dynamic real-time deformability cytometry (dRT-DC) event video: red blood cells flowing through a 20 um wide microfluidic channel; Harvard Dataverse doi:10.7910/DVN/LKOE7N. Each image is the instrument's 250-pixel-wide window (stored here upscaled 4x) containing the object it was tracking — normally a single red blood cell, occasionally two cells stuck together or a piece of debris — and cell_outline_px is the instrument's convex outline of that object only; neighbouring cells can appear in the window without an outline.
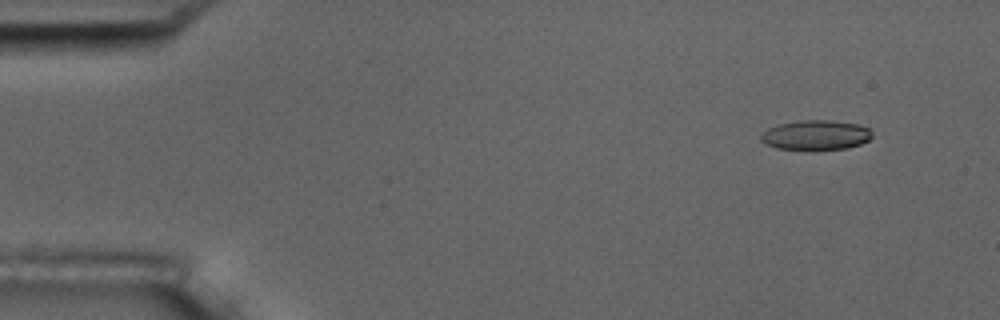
{"species": "common noctule bat (a hibernating species)", "species_latin": "Nyctalus noctula", "temperature_condition": "room temperature", "stored_images_in_passage": 6, "camera_frame_rate_fps": 3000, "um_per_image_px": 0.085, "animal": {"sex": "male", "body_mass_g": 17.5, "forearm_length_mm": 52.3}, "frame": {"image": 1, "passage_image": 1, "time_ms": 0.0, "image_size_px": [1000, 320], "cell_outline_px": [[872, 136], [868, 140], [860, 144], [848, 148], [812, 152], [808, 152], [776, 148], [760, 140], [760, 136], [768, 128], [776, 124], [800, 120], [832, 120], [856, 124], [872, 128]], "centroid_in_image_um": [69.35, 11.51], "position_along_channel_um": 15.7, "area_um2": 20.06}}
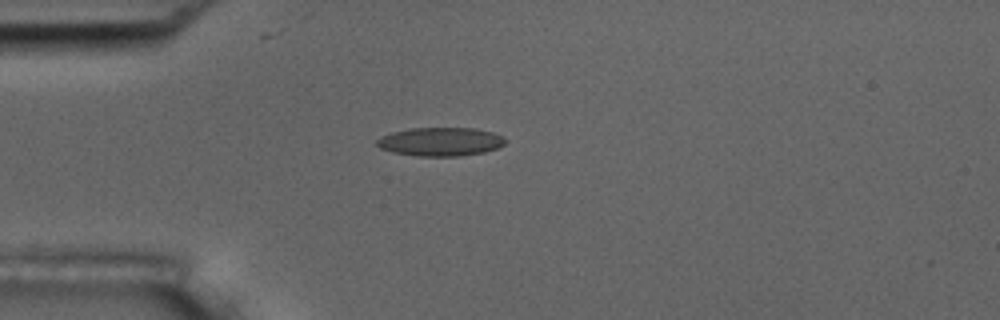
{"frame": {"image": 2, "passage_image": 3, "time_ms": 3.333, "image_size_px": [1000, 320], "cell_outline_px": [[508, 140], [504, 144], [496, 148], [484, 152], [460, 156], [420, 156], [392, 152], [380, 148], [376, 144], [376, 140], [380, 136], [392, 132], [408, 128], [476, 128], [492, 132], [504, 136]], "centroid_in_image_um": [37.44, 12.03], "position_along_channel_um": 47.6, "area_um2": 21.56}}